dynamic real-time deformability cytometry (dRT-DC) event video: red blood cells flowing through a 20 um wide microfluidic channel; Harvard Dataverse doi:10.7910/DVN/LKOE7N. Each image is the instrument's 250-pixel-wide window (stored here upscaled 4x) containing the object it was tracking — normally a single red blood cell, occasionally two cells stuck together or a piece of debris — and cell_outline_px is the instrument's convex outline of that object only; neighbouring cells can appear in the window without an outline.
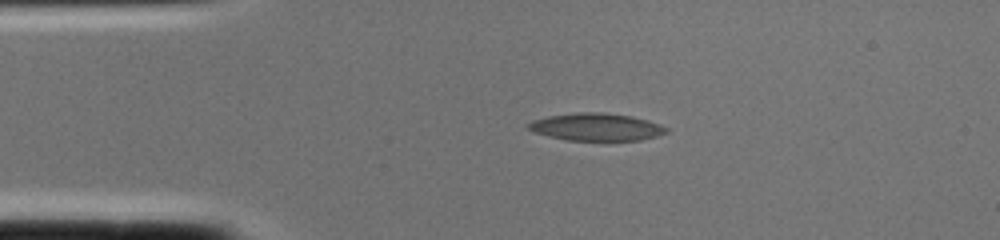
{"species": "common noctule bat (a hibernating species)", "species_latin": "Nyctalus noctula", "temperature_condition": "cold", "stored_images_in_passage": 1, "camera_frame_rate_fps": 3000, "um_per_image_px": 0.085, "animal": {"sex": "female", "body_mass_g": 22.0, "forearm_length_mm": 56.7}, "frame": {"image": 1, "passage_image": 1, "time_ms": 0.0, "image_size_px": [1000, 240], "cell_outline_px": [[668, 132], [656, 136], [640, 140], [564, 140], [548, 136], [536, 132], [528, 128], [528, 124], [532, 120], [548, 116], [576, 112], [604, 112], [632, 116], [648, 120], [660, 124], [668, 128]], "centroid_in_image_um": [50.7, 10.78], "position_along_channel_um": 34.3, "area_um2": 22.08}}